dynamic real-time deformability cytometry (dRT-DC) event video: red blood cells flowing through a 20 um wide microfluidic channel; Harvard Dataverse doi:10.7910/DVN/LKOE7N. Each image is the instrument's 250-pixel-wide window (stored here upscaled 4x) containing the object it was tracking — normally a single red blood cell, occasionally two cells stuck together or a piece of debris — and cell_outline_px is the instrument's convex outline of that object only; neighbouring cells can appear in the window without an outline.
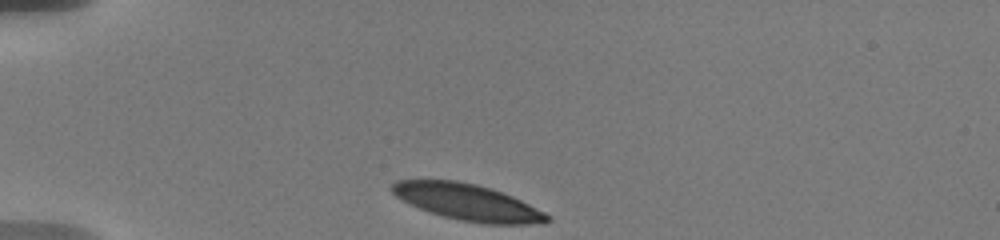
{"species": "human", "species_latin": "Homo sapiens", "temperature_condition": "warm", "stored_images_in_passage": 52, "camera_frame_rate_fps": 3000, "um_per_image_px": 0.085, "donor": {"sex": "male"}, "frame": {"image": 1, "passage_image": 1, "time_ms": 0.0, "image_size_px": [1000, 240], "cell_outline_px": [[552, 220], [544, 224], [484, 224], [460, 220], [444, 216], [420, 208], [396, 196], [392, 192], [392, 184], [396, 180], [456, 180], [476, 184], [492, 188], [512, 196], [552, 216]], "centroid_in_image_um": [39.81, 17.19], "position_along_channel_um": 45.2, "area_um2": 32.66}}
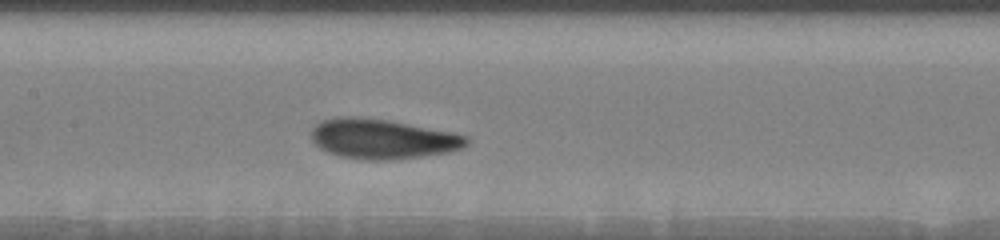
{"frame": {"image": 2, "passage_image": 21, "time_ms": 4.667, "image_size_px": [1000, 240], "cell_outline_px": [[468, 144], [464, 148], [448, 152], [392, 160], [364, 160], [340, 156], [328, 152], [320, 148], [312, 140], [312, 128], [316, 124], [324, 120], [340, 116], [348, 116], [388, 120], [452, 132], [468, 136]], "centroid_in_image_um": [32.52, 11.81], "position_along_channel_um": 174.9, "area_um2": 35.89}}
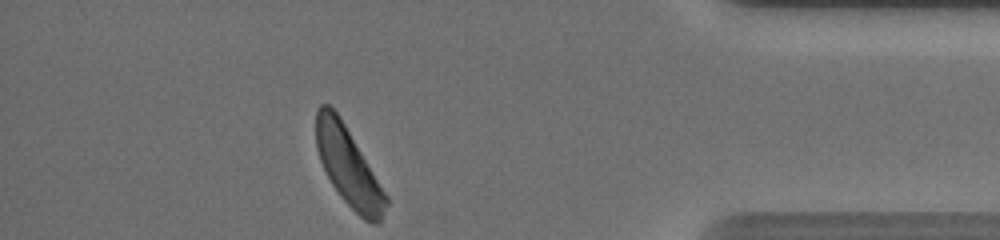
{"frame": {"image": 3, "passage_image": 52, "time_ms": 12.0, "image_size_px": [1000, 240], "cell_outline_px": [[388, 204], [380, 220], [376, 224], [372, 224], [364, 220], [340, 196], [332, 184], [320, 160], [316, 148], [316, 112], [320, 104], [328, 104], [336, 112], [344, 124], [388, 196]], "centroid_in_image_um": [29.61, 14.19], "position_along_channel_um": 405.6, "area_um2": 31.33}, "authors_computed_cell_mechanics": {"area_um2": 34.68, "velocity_mm_per_s": 3.5659, "shape_relaxation_time_tau1_ms": 2.7407, "shape_relaxation_time_tau2_ms": 4.6703, "deformation_change_tau1": 0.1532, "deformation_change_tau2": 0.1253}}